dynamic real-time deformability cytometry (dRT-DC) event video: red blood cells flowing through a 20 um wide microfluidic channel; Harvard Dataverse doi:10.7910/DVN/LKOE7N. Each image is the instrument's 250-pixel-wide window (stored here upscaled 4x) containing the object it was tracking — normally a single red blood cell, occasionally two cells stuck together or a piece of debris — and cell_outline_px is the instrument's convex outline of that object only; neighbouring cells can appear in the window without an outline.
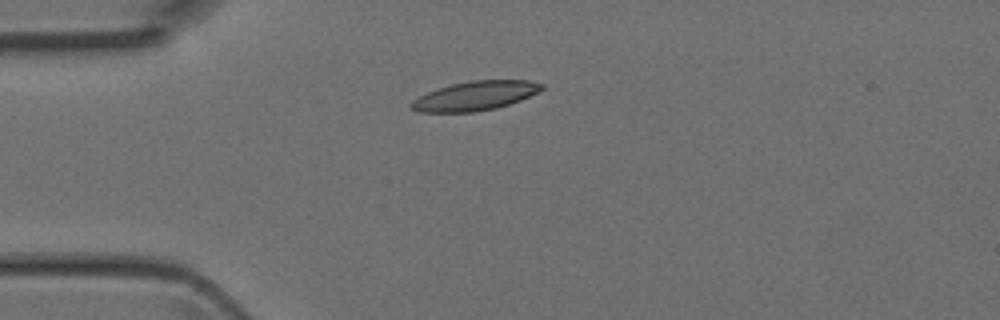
{"species": "Egyptian fruit bat (a non-hibernating species)", "species_latin": "Rousettus aegyptiacus", "temperature_condition": "room temperature", "stored_images_in_passage": 5, "camera_frame_rate_fps": 3000, "um_per_image_px": 0.085, "animal": {"sex": "female"}, "frame": {"image": 1, "passage_image": 3, "time_ms": 0.667, "image_size_px": [1000, 320], "cell_outline_px": [[544, 88], [520, 100], [496, 108], [472, 112], [420, 112], [412, 108], [412, 100], [436, 88], [452, 84], [472, 80], [528, 80], [544, 84]], "centroid_in_image_um": [40.39, 8.14], "position_along_channel_um": 44.6, "area_um2": 21.91}}
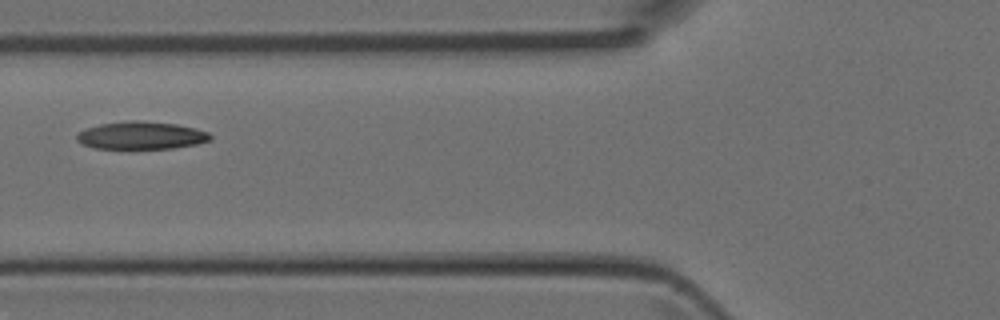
{"frame": {"image": 2, "passage_image": 5, "time_ms": 1.333, "image_size_px": [1000, 320], "cell_outline_px": [[212, 140], [196, 144], [172, 148], [96, 148], [84, 144], [76, 140], [76, 136], [80, 132], [88, 128], [100, 124], [128, 120], [140, 120], [176, 124], [196, 128], [208, 132], [212, 136]], "centroid_in_image_um": [12.05, 11.5], "position_along_channel_um": 113.8, "area_um2": 21.39}}